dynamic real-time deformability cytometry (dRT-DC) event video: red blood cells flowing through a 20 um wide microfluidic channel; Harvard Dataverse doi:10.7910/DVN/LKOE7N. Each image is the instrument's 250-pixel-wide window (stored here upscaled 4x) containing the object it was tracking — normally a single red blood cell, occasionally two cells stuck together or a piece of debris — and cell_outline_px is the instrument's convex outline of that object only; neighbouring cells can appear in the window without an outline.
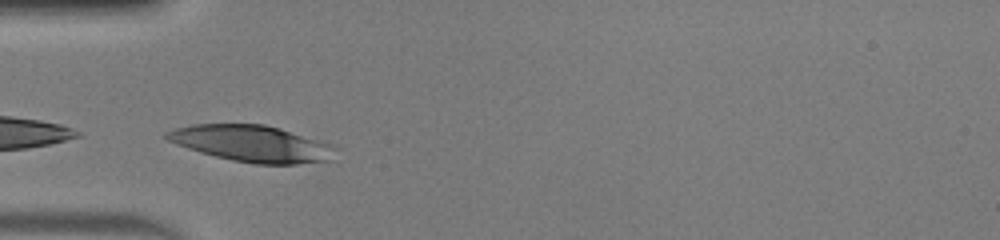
{"species": "human", "species_latin": "Homo sapiens", "temperature_condition": "warm", "stored_images_in_passage": 4, "camera_frame_rate_fps": 3000, "um_per_image_px": 0.085, "donor": {"sex": "male"}, "frame": {"image": 1, "passage_image": 1, "time_ms": 0.0, "image_size_px": [1000, 240], "cell_outline_px": [[332, 148], [328, 160], [296, 164], [256, 164], [232, 160], [200, 152], [176, 144], [168, 140], [164, 136], [164, 132], [176, 128], [192, 124], [264, 124], [280, 128], [328, 144]], "centroid_in_image_um": [21.28, 12.19], "position_along_channel_um": 63.7, "area_um2": 35.03}}